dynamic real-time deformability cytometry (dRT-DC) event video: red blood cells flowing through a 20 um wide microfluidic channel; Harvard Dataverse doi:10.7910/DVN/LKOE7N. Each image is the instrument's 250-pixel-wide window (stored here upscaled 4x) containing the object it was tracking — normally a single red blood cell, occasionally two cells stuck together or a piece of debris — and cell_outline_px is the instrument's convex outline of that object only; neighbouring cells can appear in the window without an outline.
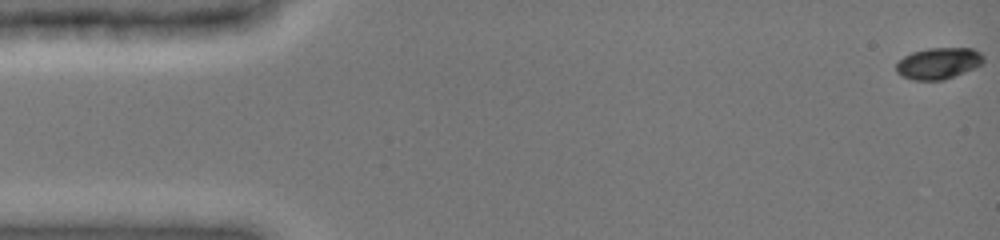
{"species": "common noctule bat (a hibernating species)", "species_latin": "Nyctalus noctula", "temperature_condition": "cold", "stored_images_in_passage": 6, "camera_frame_rate_fps": 3000, "um_per_image_px": 0.085, "animal": {"sex": "female", "body_mass_g": 19.0, "forearm_length_mm": 51.5}, "frame": {"image": 1, "passage_image": 1, "time_ms": 0.0, "image_size_px": [1000, 240], "cell_outline_px": [[984, 60], [976, 68], [944, 80], [912, 80], [896, 72], [896, 64], [904, 56], [912, 52], [928, 48], [972, 48], [980, 52], [984, 56]], "centroid_in_image_um": [79.79, 5.38], "position_along_channel_um": 5.2, "area_um2": 16.01}}
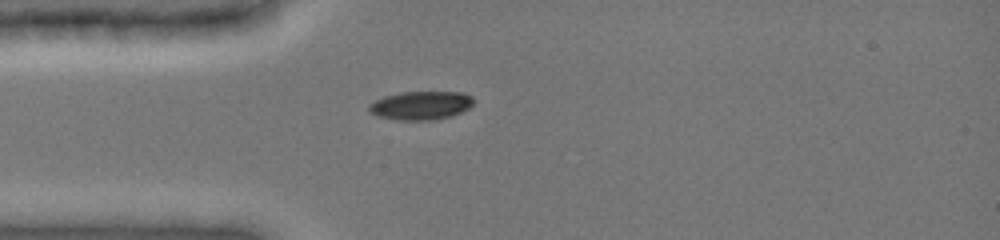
{"frame": {"image": 2, "passage_image": 6, "time_ms": 1.667, "image_size_px": [1000, 240], "cell_outline_px": [[476, 100], [468, 108], [452, 116], [432, 120], [396, 120], [380, 116], [368, 112], [368, 104], [384, 96], [400, 92], [464, 92], [472, 96]], "centroid_in_image_um": [35.78, 8.95], "position_along_channel_um": 49.2, "area_um2": 17.51}}